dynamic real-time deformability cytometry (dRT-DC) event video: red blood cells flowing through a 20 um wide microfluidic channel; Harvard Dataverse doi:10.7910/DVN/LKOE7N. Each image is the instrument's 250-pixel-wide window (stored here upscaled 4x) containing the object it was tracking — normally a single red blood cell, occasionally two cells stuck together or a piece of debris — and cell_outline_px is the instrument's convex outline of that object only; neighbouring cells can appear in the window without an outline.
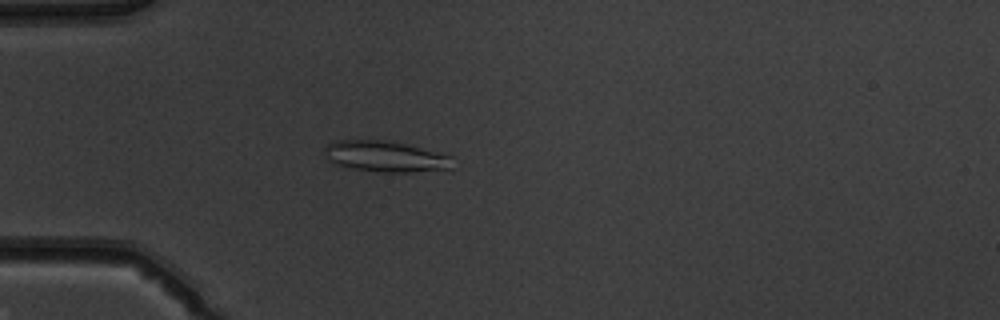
{"species": "common noctule bat (a hibernating species)", "species_latin": "Nyctalus noctula", "temperature_condition": "warm", "stored_images_in_passage": 49, "camera_frame_rate_fps": 3000, "um_per_image_px": 0.085, "animal": {"sex": "male", "body_mass_g": 19.5, "forearm_length_mm": 54.6}, "frame": {"image": 1, "passage_image": 14, "time_ms": 4.333, "image_size_px": [1000, 320], "cell_outline_px": [[452, 168], [412, 172], [376, 172], [348, 168], [336, 164], [328, 160], [324, 148], [328, 144], [336, 140], [392, 140], [444, 152], [452, 156]], "centroid_in_image_um": [32.81, 13.29], "position_along_channel_um": 52.2, "area_um2": 23.64}}
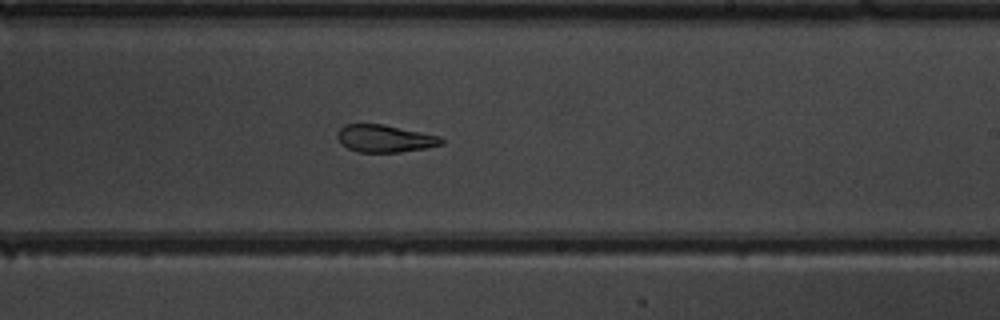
{"frame": {"image": 2, "passage_image": 30, "time_ms": 9.667, "image_size_px": [1000, 320], "cell_outline_px": [[444, 144], [428, 148], [400, 152], [356, 152], [340, 144], [336, 136], [340, 128], [344, 124], [384, 124], [440, 136], [444, 140]], "centroid_in_image_um": [32.71, 11.78], "position_along_channel_um": 256.3, "area_um2": 16.82}}
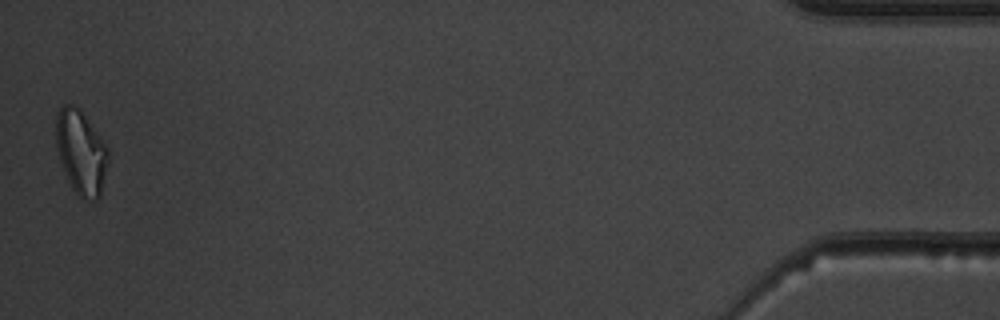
{"frame": {"image": 3, "passage_image": 49, "time_ms": 16.0, "image_size_px": [1000, 320], "cell_outline_px": [[108, 160], [100, 196], [96, 200], [92, 200], [80, 196], [72, 188], [68, 180], [60, 160], [56, 148], [56, 116], [60, 108], [64, 104], [76, 104], [80, 108], [108, 148]], "centroid_in_image_um": [6.88, 12.9], "position_along_channel_um": 428.3, "area_um2": 25.37}, "authors_computed_cell_mechanics": {"area_um2": 20.4034, "velocity_mm_per_s": 4.072, "shape_relaxation_time_tau1_ms": null, "shape_relaxation_time_tau2_ms": 3.107, "deformation_change_tau1": null, "deformation_change_tau2": 0.1093}}